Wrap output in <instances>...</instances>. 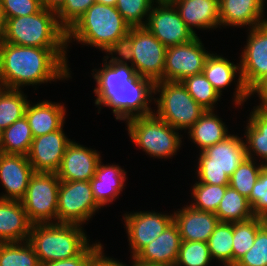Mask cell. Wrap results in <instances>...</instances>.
Returning a JSON list of instances; mask_svg holds the SVG:
<instances>
[{"label": "cell", "instance_id": "cell-42", "mask_svg": "<svg viewBox=\"0 0 267 266\" xmlns=\"http://www.w3.org/2000/svg\"><path fill=\"white\" fill-rule=\"evenodd\" d=\"M254 216L267 219V168L264 167L247 198Z\"/></svg>", "mask_w": 267, "mask_h": 266}, {"label": "cell", "instance_id": "cell-52", "mask_svg": "<svg viewBox=\"0 0 267 266\" xmlns=\"http://www.w3.org/2000/svg\"><path fill=\"white\" fill-rule=\"evenodd\" d=\"M4 153H3V150H2V146H1V144H0V158H1V156L3 155Z\"/></svg>", "mask_w": 267, "mask_h": 266}, {"label": "cell", "instance_id": "cell-23", "mask_svg": "<svg viewBox=\"0 0 267 266\" xmlns=\"http://www.w3.org/2000/svg\"><path fill=\"white\" fill-rule=\"evenodd\" d=\"M31 226L21 201L0 199V243L28 241Z\"/></svg>", "mask_w": 267, "mask_h": 266}, {"label": "cell", "instance_id": "cell-21", "mask_svg": "<svg viewBox=\"0 0 267 266\" xmlns=\"http://www.w3.org/2000/svg\"><path fill=\"white\" fill-rule=\"evenodd\" d=\"M180 244L178 226L172 221L154 241L146 245L134 258L148 264L174 266Z\"/></svg>", "mask_w": 267, "mask_h": 266}, {"label": "cell", "instance_id": "cell-5", "mask_svg": "<svg viewBox=\"0 0 267 266\" xmlns=\"http://www.w3.org/2000/svg\"><path fill=\"white\" fill-rule=\"evenodd\" d=\"M28 242L41 264L76 257L89 245L81 225L64 223L32 225Z\"/></svg>", "mask_w": 267, "mask_h": 266}, {"label": "cell", "instance_id": "cell-35", "mask_svg": "<svg viewBox=\"0 0 267 266\" xmlns=\"http://www.w3.org/2000/svg\"><path fill=\"white\" fill-rule=\"evenodd\" d=\"M181 82L201 107L205 110H214L215 103L220 99V94L203 73L188 76Z\"/></svg>", "mask_w": 267, "mask_h": 266}, {"label": "cell", "instance_id": "cell-32", "mask_svg": "<svg viewBox=\"0 0 267 266\" xmlns=\"http://www.w3.org/2000/svg\"><path fill=\"white\" fill-rule=\"evenodd\" d=\"M24 96L21 89L0 87V127L2 130L24 116L29 102Z\"/></svg>", "mask_w": 267, "mask_h": 266}, {"label": "cell", "instance_id": "cell-25", "mask_svg": "<svg viewBox=\"0 0 267 266\" xmlns=\"http://www.w3.org/2000/svg\"><path fill=\"white\" fill-rule=\"evenodd\" d=\"M126 172L118 165H102L99 161L94 177L90 180L93 197L102 207L112 203L124 188Z\"/></svg>", "mask_w": 267, "mask_h": 266}, {"label": "cell", "instance_id": "cell-26", "mask_svg": "<svg viewBox=\"0 0 267 266\" xmlns=\"http://www.w3.org/2000/svg\"><path fill=\"white\" fill-rule=\"evenodd\" d=\"M65 106L49 101L33 106L28 102L25 114L33 137L42 136L61 129L65 120Z\"/></svg>", "mask_w": 267, "mask_h": 266}, {"label": "cell", "instance_id": "cell-47", "mask_svg": "<svg viewBox=\"0 0 267 266\" xmlns=\"http://www.w3.org/2000/svg\"><path fill=\"white\" fill-rule=\"evenodd\" d=\"M255 93H258L259 99L261 101L260 105L257 106L267 111V80L253 92V94Z\"/></svg>", "mask_w": 267, "mask_h": 266}, {"label": "cell", "instance_id": "cell-18", "mask_svg": "<svg viewBox=\"0 0 267 266\" xmlns=\"http://www.w3.org/2000/svg\"><path fill=\"white\" fill-rule=\"evenodd\" d=\"M34 173L27 156L3 154L0 158V180L6 194L3 193L0 199L21 201Z\"/></svg>", "mask_w": 267, "mask_h": 266}, {"label": "cell", "instance_id": "cell-27", "mask_svg": "<svg viewBox=\"0 0 267 266\" xmlns=\"http://www.w3.org/2000/svg\"><path fill=\"white\" fill-rule=\"evenodd\" d=\"M218 117L214 114V110H205L199 120L188 130L190 138L200 147V152L231 135Z\"/></svg>", "mask_w": 267, "mask_h": 266}, {"label": "cell", "instance_id": "cell-22", "mask_svg": "<svg viewBox=\"0 0 267 266\" xmlns=\"http://www.w3.org/2000/svg\"><path fill=\"white\" fill-rule=\"evenodd\" d=\"M266 0H219L220 26H250L254 28L267 20L263 18Z\"/></svg>", "mask_w": 267, "mask_h": 266}, {"label": "cell", "instance_id": "cell-51", "mask_svg": "<svg viewBox=\"0 0 267 266\" xmlns=\"http://www.w3.org/2000/svg\"><path fill=\"white\" fill-rule=\"evenodd\" d=\"M96 3L104 4L107 6H116L117 0H96Z\"/></svg>", "mask_w": 267, "mask_h": 266}, {"label": "cell", "instance_id": "cell-24", "mask_svg": "<svg viewBox=\"0 0 267 266\" xmlns=\"http://www.w3.org/2000/svg\"><path fill=\"white\" fill-rule=\"evenodd\" d=\"M185 24L195 33L197 29L220 26L219 0H170Z\"/></svg>", "mask_w": 267, "mask_h": 266}, {"label": "cell", "instance_id": "cell-20", "mask_svg": "<svg viewBox=\"0 0 267 266\" xmlns=\"http://www.w3.org/2000/svg\"><path fill=\"white\" fill-rule=\"evenodd\" d=\"M173 221L178 226L181 241L207 242L219 224L215 213L199 211L190 205L173 213Z\"/></svg>", "mask_w": 267, "mask_h": 266}, {"label": "cell", "instance_id": "cell-41", "mask_svg": "<svg viewBox=\"0 0 267 266\" xmlns=\"http://www.w3.org/2000/svg\"><path fill=\"white\" fill-rule=\"evenodd\" d=\"M96 0H65L56 12L59 24L67 31Z\"/></svg>", "mask_w": 267, "mask_h": 266}, {"label": "cell", "instance_id": "cell-19", "mask_svg": "<svg viewBox=\"0 0 267 266\" xmlns=\"http://www.w3.org/2000/svg\"><path fill=\"white\" fill-rule=\"evenodd\" d=\"M238 71V72H237ZM237 88L234 93V102L236 105H241L252 94L245 87L243 79L241 77L240 63L238 65L233 64L227 58L216 54H210L204 64L203 74L207 80L213 85L214 89L222 95V89L228 87L234 80L235 75L238 74Z\"/></svg>", "mask_w": 267, "mask_h": 266}, {"label": "cell", "instance_id": "cell-44", "mask_svg": "<svg viewBox=\"0 0 267 266\" xmlns=\"http://www.w3.org/2000/svg\"><path fill=\"white\" fill-rule=\"evenodd\" d=\"M7 18H16L38 13L42 8L41 0H1Z\"/></svg>", "mask_w": 267, "mask_h": 266}, {"label": "cell", "instance_id": "cell-49", "mask_svg": "<svg viewBox=\"0 0 267 266\" xmlns=\"http://www.w3.org/2000/svg\"><path fill=\"white\" fill-rule=\"evenodd\" d=\"M6 17L4 14L3 6L0 0V41L3 37L4 31H5V23H6Z\"/></svg>", "mask_w": 267, "mask_h": 266}, {"label": "cell", "instance_id": "cell-34", "mask_svg": "<svg viewBox=\"0 0 267 266\" xmlns=\"http://www.w3.org/2000/svg\"><path fill=\"white\" fill-rule=\"evenodd\" d=\"M28 241L0 243V266H40Z\"/></svg>", "mask_w": 267, "mask_h": 266}, {"label": "cell", "instance_id": "cell-43", "mask_svg": "<svg viewBox=\"0 0 267 266\" xmlns=\"http://www.w3.org/2000/svg\"><path fill=\"white\" fill-rule=\"evenodd\" d=\"M133 27L130 28L129 32L120 37L113 43L107 50L106 53L112 55V58L108 63L116 64H127V61L132 63L133 60ZM113 53L119 55L114 57Z\"/></svg>", "mask_w": 267, "mask_h": 266}, {"label": "cell", "instance_id": "cell-50", "mask_svg": "<svg viewBox=\"0 0 267 266\" xmlns=\"http://www.w3.org/2000/svg\"><path fill=\"white\" fill-rule=\"evenodd\" d=\"M133 265L132 266H166V265H158V264H148L141 261L136 260L135 258H132Z\"/></svg>", "mask_w": 267, "mask_h": 266}, {"label": "cell", "instance_id": "cell-9", "mask_svg": "<svg viewBox=\"0 0 267 266\" xmlns=\"http://www.w3.org/2000/svg\"><path fill=\"white\" fill-rule=\"evenodd\" d=\"M60 181L54 172H35L31 177L21 202L32 225L57 223Z\"/></svg>", "mask_w": 267, "mask_h": 266}, {"label": "cell", "instance_id": "cell-11", "mask_svg": "<svg viewBox=\"0 0 267 266\" xmlns=\"http://www.w3.org/2000/svg\"><path fill=\"white\" fill-rule=\"evenodd\" d=\"M133 60L131 65L141 77L153 83L163 81L165 47L145 26L133 27Z\"/></svg>", "mask_w": 267, "mask_h": 266}, {"label": "cell", "instance_id": "cell-17", "mask_svg": "<svg viewBox=\"0 0 267 266\" xmlns=\"http://www.w3.org/2000/svg\"><path fill=\"white\" fill-rule=\"evenodd\" d=\"M100 160L96 150L71 141L55 173L61 181H90Z\"/></svg>", "mask_w": 267, "mask_h": 266}, {"label": "cell", "instance_id": "cell-36", "mask_svg": "<svg viewBox=\"0 0 267 266\" xmlns=\"http://www.w3.org/2000/svg\"><path fill=\"white\" fill-rule=\"evenodd\" d=\"M229 185H211L196 182L192 188L194 203L190 206L199 211L216 213L219 203Z\"/></svg>", "mask_w": 267, "mask_h": 266}, {"label": "cell", "instance_id": "cell-28", "mask_svg": "<svg viewBox=\"0 0 267 266\" xmlns=\"http://www.w3.org/2000/svg\"><path fill=\"white\" fill-rule=\"evenodd\" d=\"M246 127L247 157L253 159L254 154L260 156L267 164V111L258 106L250 113ZM254 153V154H253Z\"/></svg>", "mask_w": 267, "mask_h": 266}, {"label": "cell", "instance_id": "cell-6", "mask_svg": "<svg viewBox=\"0 0 267 266\" xmlns=\"http://www.w3.org/2000/svg\"><path fill=\"white\" fill-rule=\"evenodd\" d=\"M246 158L245 142L237 135H230L200 153L196 172L198 182L229 185V178Z\"/></svg>", "mask_w": 267, "mask_h": 266}, {"label": "cell", "instance_id": "cell-15", "mask_svg": "<svg viewBox=\"0 0 267 266\" xmlns=\"http://www.w3.org/2000/svg\"><path fill=\"white\" fill-rule=\"evenodd\" d=\"M126 233H128L132 258L146 245L154 241L173 221V214L158 212H134L124 215Z\"/></svg>", "mask_w": 267, "mask_h": 266}, {"label": "cell", "instance_id": "cell-40", "mask_svg": "<svg viewBox=\"0 0 267 266\" xmlns=\"http://www.w3.org/2000/svg\"><path fill=\"white\" fill-rule=\"evenodd\" d=\"M233 266H267V222L257 231L250 250Z\"/></svg>", "mask_w": 267, "mask_h": 266}, {"label": "cell", "instance_id": "cell-39", "mask_svg": "<svg viewBox=\"0 0 267 266\" xmlns=\"http://www.w3.org/2000/svg\"><path fill=\"white\" fill-rule=\"evenodd\" d=\"M154 0H117L116 8L131 27L145 26ZM145 17V19H144ZM147 17V18H146ZM145 20V21H143Z\"/></svg>", "mask_w": 267, "mask_h": 266}, {"label": "cell", "instance_id": "cell-10", "mask_svg": "<svg viewBox=\"0 0 267 266\" xmlns=\"http://www.w3.org/2000/svg\"><path fill=\"white\" fill-rule=\"evenodd\" d=\"M101 207L96 203L90 181H60L57 223L82 225Z\"/></svg>", "mask_w": 267, "mask_h": 266}, {"label": "cell", "instance_id": "cell-37", "mask_svg": "<svg viewBox=\"0 0 267 266\" xmlns=\"http://www.w3.org/2000/svg\"><path fill=\"white\" fill-rule=\"evenodd\" d=\"M254 159L246 158L229 178V186L248 198L259 177L261 170L266 166L263 162L256 164Z\"/></svg>", "mask_w": 267, "mask_h": 266}, {"label": "cell", "instance_id": "cell-7", "mask_svg": "<svg viewBox=\"0 0 267 266\" xmlns=\"http://www.w3.org/2000/svg\"><path fill=\"white\" fill-rule=\"evenodd\" d=\"M126 123L133 143L151 157L171 158L181 147L178 130L154 113L130 118Z\"/></svg>", "mask_w": 267, "mask_h": 266}, {"label": "cell", "instance_id": "cell-29", "mask_svg": "<svg viewBox=\"0 0 267 266\" xmlns=\"http://www.w3.org/2000/svg\"><path fill=\"white\" fill-rule=\"evenodd\" d=\"M34 137L25 116L3 129L1 146L4 154L27 156Z\"/></svg>", "mask_w": 267, "mask_h": 266}, {"label": "cell", "instance_id": "cell-4", "mask_svg": "<svg viewBox=\"0 0 267 266\" xmlns=\"http://www.w3.org/2000/svg\"><path fill=\"white\" fill-rule=\"evenodd\" d=\"M130 28L116 7L95 2L67 30V46L74 38V41L105 51Z\"/></svg>", "mask_w": 267, "mask_h": 266}, {"label": "cell", "instance_id": "cell-12", "mask_svg": "<svg viewBox=\"0 0 267 266\" xmlns=\"http://www.w3.org/2000/svg\"><path fill=\"white\" fill-rule=\"evenodd\" d=\"M150 10L145 27L165 46H176L194 39V33L182 20L170 0L156 1Z\"/></svg>", "mask_w": 267, "mask_h": 266}, {"label": "cell", "instance_id": "cell-13", "mask_svg": "<svg viewBox=\"0 0 267 266\" xmlns=\"http://www.w3.org/2000/svg\"><path fill=\"white\" fill-rule=\"evenodd\" d=\"M247 45L241 53V77L253 92L267 80V22L249 30Z\"/></svg>", "mask_w": 267, "mask_h": 266}, {"label": "cell", "instance_id": "cell-48", "mask_svg": "<svg viewBox=\"0 0 267 266\" xmlns=\"http://www.w3.org/2000/svg\"><path fill=\"white\" fill-rule=\"evenodd\" d=\"M65 0H41L43 8L54 11L55 13L63 6Z\"/></svg>", "mask_w": 267, "mask_h": 266}, {"label": "cell", "instance_id": "cell-3", "mask_svg": "<svg viewBox=\"0 0 267 266\" xmlns=\"http://www.w3.org/2000/svg\"><path fill=\"white\" fill-rule=\"evenodd\" d=\"M1 41L19 46L67 48V31L54 11L42 8L35 14L7 18Z\"/></svg>", "mask_w": 267, "mask_h": 266}, {"label": "cell", "instance_id": "cell-16", "mask_svg": "<svg viewBox=\"0 0 267 266\" xmlns=\"http://www.w3.org/2000/svg\"><path fill=\"white\" fill-rule=\"evenodd\" d=\"M71 142L63 127L57 131L34 137L27 158L35 172H56L65 149Z\"/></svg>", "mask_w": 267, "mask_h": 266}, {"label": "cell", "instance_id": "cell-31", "mask_svg": "<svg viewBox=\"0 0 267 266\" xmlns=\"http://www.w3.org/2000/svg\"><path fill=\"white\" fill-rule=\"evenodd\" d=\"M267 222V219L254 216L245 221L233 222L232 266L254 244L257 231Z\"/></svg>", "mask_w": 267, "mask_h": 266}, {"label": "cell", "instance_id": "cell-45", "mask_svg": "<svg viewBox=\"0 0 267 266\" xmlns=\"http://www.w3.org/2000/svg\"><path fill=\"white\" fill-rule=\"evenodd\" d=\"M103 245H101L100 242L93 243L92 245H88L78 256L65 259V260H59V261H53V262H47L43 263L40 266H88L90 259L101 249Z\"/></svg>", "mask_w": 267, "mask_h": 266}, {"label": "cell", "instance_id": "cell-14", "mask_svg": "<svg viewBox=\"0 0 267 266\" xmlns=\"http://www.w3.org/2000/svg\"><path fill=\"white\" fill-rule=\"evenodd\" d=\"M210 54L198 36L187 43L167 47L163 81L181 82L188 76L203 73Z\"/></svg>", "mask_w": 267, "mask_h": 266}, {"label": "cell", "instance_id": "cell-46", "mask_svg": "<svg viewBox=\"0 0 267 266\" xmlns=\"http://www.w3.org/2000/svg\"><path fill=\"white\" fill-rule=\"evenodd\" d=\"M101 248L91 259L88 266H127L123 262L114 260L113 258H107Z\"/></svg>", "mask_w": 267, "mask_h": 266}, {"label": "cell", "instance_id": "cell-33", "mask_svg": "<svg viewBox=\"0 0 267 266\" xmlns=\"http://www.w3.org/2000/svg\"><path fill=\"white\" fill-rule=\"evenodd\" d=\"M207 244L212 259L224 266H232L233 223L219 222Z\"/></svg>", "mask_w": 267, "mask_h": 266}, {"label": "cell", "instance_id": "cell-8", "mask_svg": "<svg viewBox=\"0 0 267 266\" xmlns=\"http://www.w3.org/2000/svg\"><path fill=\"white\" fill-rule=\"evenodd\" d=\"M154 98L157 111L154 114L177 130H188L199 120L205 112L188 93L182 82L159 81L154 83Z\"/></svg>", "mask_w": 267, "mask_h": 266}, {"label": "cell", "instance_id": "cell-30", "mask_svg": "<svg viewBox=\"0 0 267 266\" xmlns=\"http://www.w3.org/2000/svg\"><path fill=\"white\" fill-rule=\"evenodd\" d=\"M215 214L219 222L227 223L245 221L254 217L247 198L230 186H227Z\"/></svg>", "mask_w": 267, "mask_h": 266}, {"label": "cell", "instance_id": "cell-1", "mask_svg": "<svg viewBox=\"0 0 267 266\" xmlns=\"http://www.w3.org/2000/svg\"><path fill=\"white\" fill-rule=\"evenodd\" d=\"M104 58L103 68L92 74L97 83L93 90L97 96L95 104L111 107L117 120L152 114L148 104L154 99V83L138 75L129 63H108L109 57Z\"/></svg>", "mask_w": 267, "mask_h": 266}, {"label": "cell", "instance_id": "cell-53", "mask_svg": "<svg viewBox=\"0 0 267 266\" xmlns=\"http://www.w3.org/2000/svg\"><path fill=\"white\" fill-rule=\"evenodd\" d=\"M2 128L0 127V143H1V139H2Z\"/></svg>", "mask_w": 267, "mask_h": 266}, {"label": "cell", "instance_id": "cell-38", "mask_svg": "<svg viewBox=\"0 0 267 266\" xmlns=\"http://www.w3.org/2000/svg\"><path fill=\"white\" fill-rule=\"evenodd\" d=\"M211 260L207 242L181 241L174 266H208Z\"/></svg>", "mask_w": 267, "mask_h": 266}, {"label": "cell", "instance_id": "cell-2", "mask_svg": "<svg viewBox=\"0 0 267 266\" xmlns=\"http://www.w3.org/2000/svg\"><path fill=\"white\" fill-rule=\"evenodd\" d=\"M67 48L19 46L0 41V87L20 90L69 78Z\"/></svg>", "mask_w": 267, "mask_h": 266}]
</instances>
